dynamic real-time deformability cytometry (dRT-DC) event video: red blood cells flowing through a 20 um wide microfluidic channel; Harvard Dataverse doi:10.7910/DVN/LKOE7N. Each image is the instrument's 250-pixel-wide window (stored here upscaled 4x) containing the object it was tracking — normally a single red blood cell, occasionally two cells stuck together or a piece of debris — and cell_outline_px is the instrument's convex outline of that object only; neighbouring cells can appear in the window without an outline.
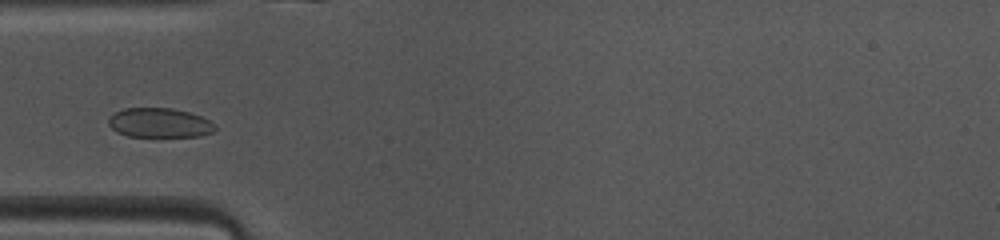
{"species": "common noctule bat (a hibernating species)", "species_latin": "Nyctalus noctula", "temperature_condition": "warm", "stored_images_in_passage": 38, "camera_frame_rate_fps": 3000, "um_per_image_px": 0.085, "animal": {"sex": "female", "body_mass_g": 10.0, "forearm_length_mm": 53.1}, "frame": {"image": 1, "passage_image": 4, "time_ms": 1.0, "image_size_px": [1000, 240], "cell_outline_px": [[216, 128], [212, 132], [200, 136], [128, 136], [116, 132], [108, 124], [108, 120], [116, 112], [124, 108], [172, 108], [188, 112], [200, 116], [216, 124]], "centroid_in_image_um": [13.56, 10.44], "position_along_channel_um": 71.4, "area_um2": 18.15}}
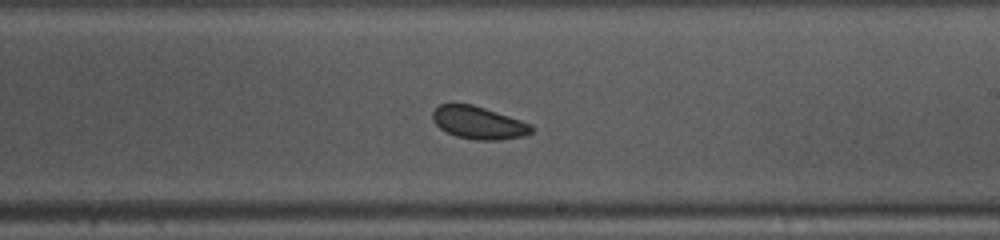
{"frame": {"image": 2, "passage_image": 17, "time_ms": 5.333, "image_size_px": [1000, 240], "cell_outline_px": [[536, 128], [532, 132], [524, 136], [500, 140], [476, 140], [456, 136], [440, 128], [432, 120], [432, 112], [440, 104], [472, 104], [532, 124]], "centroid_in_image_um": [40.7, 10.44], "position_along_channel_um": 248.3, "area_um2": 18.73}}
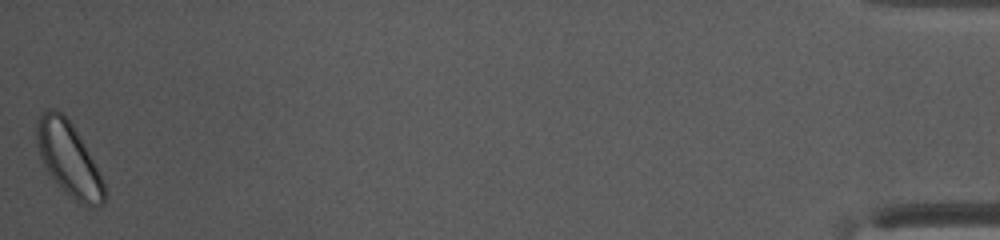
{"frame": {"image": 3, "passage_image": 38, "time_ms": 12.333, "image_size_px": [1000, 240], "cell_outline_px": [[104, 204], [88, 208], [80, 204], [64, 192], [60, 188], [48, 172], [40, 156], [36, 144], [36, 124], [40, 116], [48, 108], [56, 108], [72, 124], [96, 164], [104, 180]], "centroid_in_image_um": [5.84, 13.55], "position_along_channel_um": 429.4, "area_um2": 29.02}, "authors_computed_cell_mechanics": {"area_um2": 19.363, "velocity_mm_per_s": 4.0658, "shape_relaxation_time_tau1_ms": 2.1776, "shape_relaxation_time_tau2_ms": null, "deformation_change_tau1": 0.0519, "deformation_change_tau2": null}}